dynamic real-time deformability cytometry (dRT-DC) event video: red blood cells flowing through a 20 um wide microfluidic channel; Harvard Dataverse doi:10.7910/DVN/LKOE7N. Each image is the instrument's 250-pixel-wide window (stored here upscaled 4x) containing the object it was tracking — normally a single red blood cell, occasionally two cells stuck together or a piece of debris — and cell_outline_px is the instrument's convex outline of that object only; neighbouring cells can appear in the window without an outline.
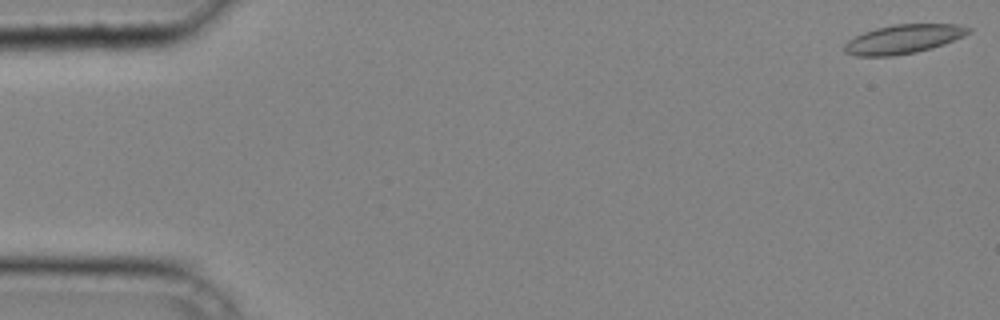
{"species": "common noctule bat (a hibernating species)", "species_latin": "Nyctalus noctula", "temperature_condition": "cold", "stored_images_in_passage": 38, "camera_frame_rate_fps": 3000, "um_per_image_px": 0.085, "animal": {"sex": "male", "body_mass_g": 20.4}, "frame": {"image": 1, "passage_image": 1, "time_ms": 0.0, "image_size_px": [1000, 320], "cell_outline_px": [[972, 32], [964, 36], [944, 44], [932, 48], [916, 52], [892, 56], [856, 56], [844, 52], [844, 44], [848, 40], [864, 32], [876, 28], [892, 24], [960, 24], [972, 28]], "centroid_in_image_um": [76.81, 3.32], "position_along_channel_um": 8.2, "area_um2": 21.1}}
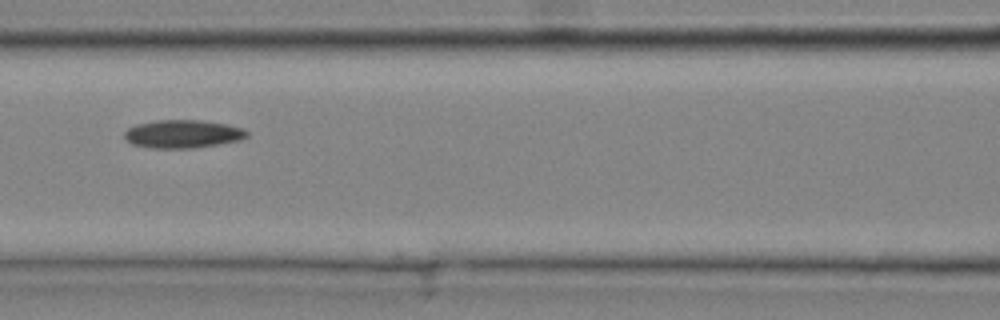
{"frame": {"image": 2, "passage_image": 19, "time_ms": 6.0, "image_size_px": [1000, 320], "cell_outline_px": [[248, 136], [240, 140], [192, 148], [152, 148], [132, 144], [124, 136], [124, 132], [128, 128], [136, 124], [156, 120], [200, 120], [228, 124], [244, 128], [248, 132]], "centroid_in_image_um": [15.54, 11.37], "position_along_channel_um": 151.1, "area_um2": 20.06}}
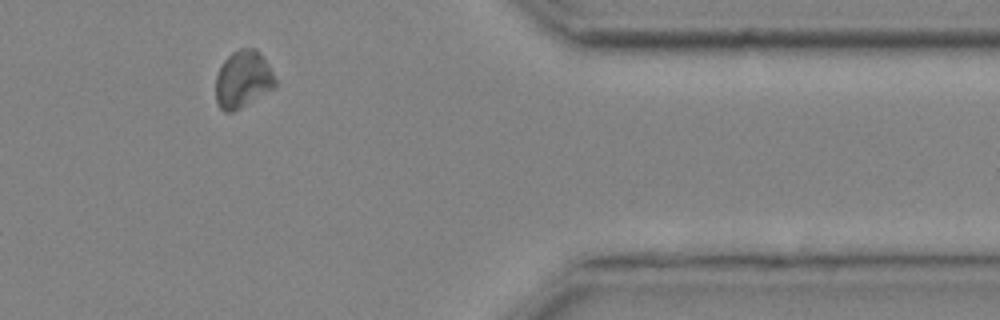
{"frame": {"image": 3, "passage_image": 36, "time_ms": 11.667, "image_size_px": [1000, 320], "cell_outline_px": [[276, 88], [240, 108], [232, 112], [224, 112], [220, 108], [216, 100], [216, 76], [224, 60], [232, 52], [240, 48], [256, 48], [260, 52], [268, 64], [276, 80]], "centroid_in_image_um": [20.66, 6.74], "position_along_channel_um": 390.7, "area_um2": 19.94}}